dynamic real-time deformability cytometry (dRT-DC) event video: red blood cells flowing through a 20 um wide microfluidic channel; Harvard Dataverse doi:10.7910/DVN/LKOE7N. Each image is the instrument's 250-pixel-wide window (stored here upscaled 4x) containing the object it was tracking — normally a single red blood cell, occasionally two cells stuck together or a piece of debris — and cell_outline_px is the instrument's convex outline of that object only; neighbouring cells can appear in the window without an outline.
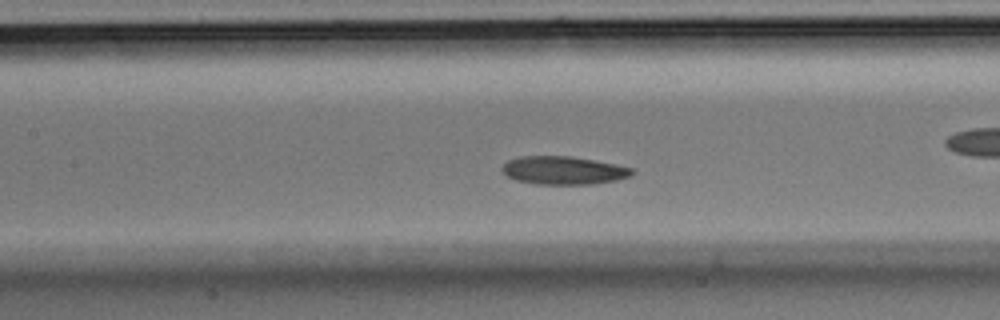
{"species": "Egyptian fruit bat (a non-hibernating species)", "species_latin": "Rousettus aegyptiacus", "temperature_condition": "room temperature", "stored_images_in_passage": 31, "camera_frame_rate_fps": 3000, "um_per_image_px": 0.085, "animal": {"sex": "male"}, "frame": {"image": 1, "passage_image": 10, "time_ms": 3.0, "image_size_px": [1000, 320], "cell_outline_px": [[636, 172], [632, 176], [616, 180], [592, 184], [536, 184], [516, 180], [508, 176], [500, 168], [508, 160], [520, 156], [568, 156], [616, 164], [632, 168]], "centroid_in_image_um": [47.91, 14.48], "position_along_channel_um": 159.5, "area_um2": 21.27}}